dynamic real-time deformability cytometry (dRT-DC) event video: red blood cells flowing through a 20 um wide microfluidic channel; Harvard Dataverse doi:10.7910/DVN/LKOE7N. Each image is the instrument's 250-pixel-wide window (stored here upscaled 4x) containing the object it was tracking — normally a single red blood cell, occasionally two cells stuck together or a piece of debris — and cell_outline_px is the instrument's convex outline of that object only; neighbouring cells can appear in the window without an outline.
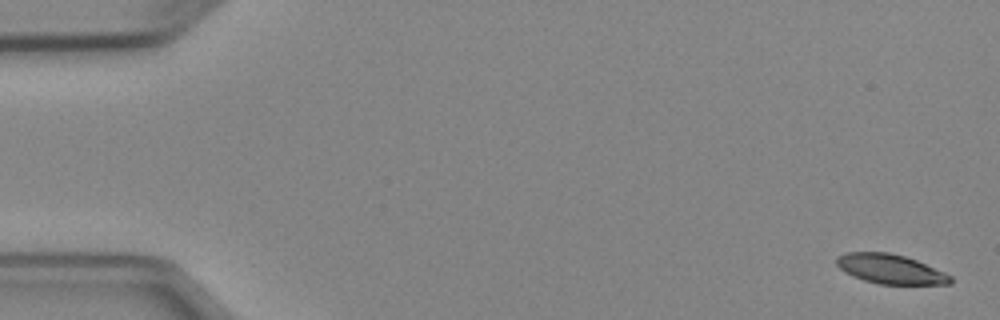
{"species": "Egyptian fruit bat (a non-hibernating species)", "species_latin": "Rousettus aegyptiacus", "temperature_condition": "cold", "stored_images_in_passage": 5, "camera_frame_rate_fps": 3000, "um_per_image_px": 0.085, "animal": {"sex": "female"}, "frame": {"image": 1, "passage_image": 1, "time_ms": 0.0, "image_size_px": [1000, 320], "cell_outline_px": [[952, 284], [880, 284], [864, 280], [852, 276], [844, 272], [836, 264], [836, 256], [844, 252], [888, 252], [904, 256], [916, 260], [944, 272], [952, 276]], "centroid_in_image_um": [75.65, 22.86], "position_along_channel_um": 9.3, "area_um2": 19.59}}
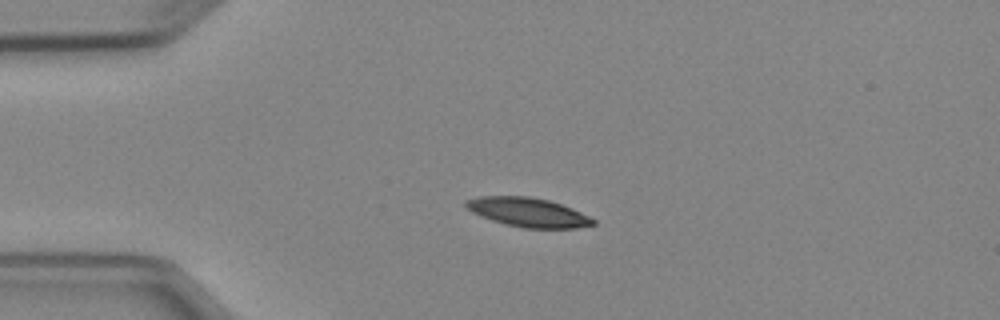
{"frame": {"image": 2, "passage_image": 4, "time_ms": 3.667, "image_size_px": [1000, 320], "cell_outline_px": [[596, 224], [576, 228], [524, 228], [492, 220], [480, 216], [472, 212], [464, 204], [464, 200], [476, 196], [528, 196], [548, 200], [572, 208], [596, 220]], "centroid_in_image_um": [44.86, 18.03], "position_along_channel_um": 40.1, "area_um2": 21.5}}